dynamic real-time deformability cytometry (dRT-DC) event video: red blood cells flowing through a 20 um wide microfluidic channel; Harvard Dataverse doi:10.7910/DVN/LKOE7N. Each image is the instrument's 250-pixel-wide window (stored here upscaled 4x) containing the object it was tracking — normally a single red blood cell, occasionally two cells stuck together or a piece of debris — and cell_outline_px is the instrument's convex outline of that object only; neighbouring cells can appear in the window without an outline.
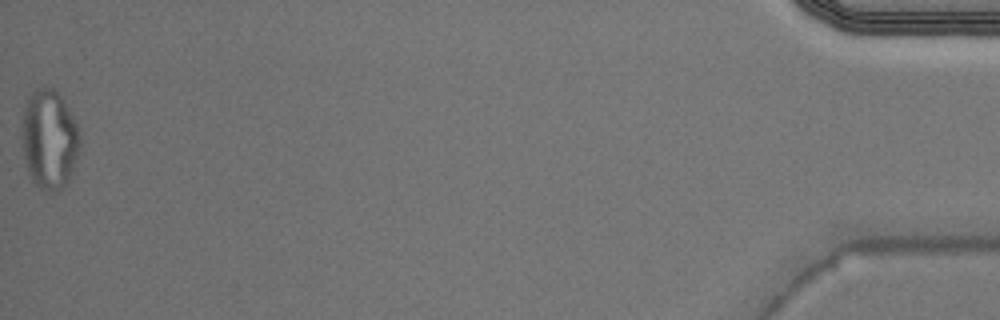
{"species": "Egyptian fruit bat (a non-hibernating species)", "species_latin": "Rousettus aegyptiacus", "temperature_condition": "warm", "stored_images_in_passage": 40, "camera_frame_rate_fps": 3000, "um_per_image_px": 0.085, "animal": {"sex": "male"}, "frame": {"image": 1, "passage_image": 40, "time_ms": 13.0, "image_size_px": [1000, 320], "cell_outline_px": [[80, 144], [72, 172], [68, 180], [56, 192], [48, 192], [40, 188], [32, 180], [28, 172], [24, 156], [20, 136], [20, 128], [24, 108], [28, 96], [36, 88], [44, 84], [52, 88], [64, 100], [72, 112], [76, 120], [80, 136]], "centroid_in_image_um": [4.17, 11.79], "position_along_channel_um": 431.0, "area_um2": 34.16}}